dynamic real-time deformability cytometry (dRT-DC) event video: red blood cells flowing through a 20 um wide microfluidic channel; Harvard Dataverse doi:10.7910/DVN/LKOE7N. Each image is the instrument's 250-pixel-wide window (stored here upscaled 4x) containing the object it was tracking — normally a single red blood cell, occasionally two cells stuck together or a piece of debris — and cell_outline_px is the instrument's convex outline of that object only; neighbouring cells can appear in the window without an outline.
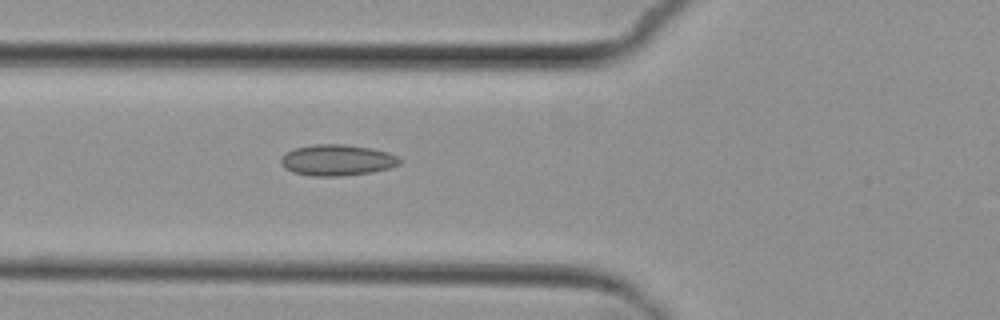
{"species": "common noctule bat (a hibernating species)", "species_latin": "Nyctalus noctula", "temperature_condition": "cold", "stored_images_in_passage": 7, "camera_frame_rate_fps": 3000, "um_per_image_px": 0.085, "animal": {"sex": "female", "body_mass_g": 29.2, "forearm_length_mm": 56.3}, "frame": {"image": 1, "passage_image": 6, "time_ms": 6.667, "image_size_px": [1000, 320], "cell_outline_px": [[400, 164], [388, 168], [372, 172], [340, 176], [312, 176], [292, 172], [284, 168], [280, 164], [280, 156], [292, 148], [312, 144], [344, 144], [372, 148], [388, 152], [396, 156], [400, 160]], "centroid_in_image_um": [28.59, 13.6], "position_along_channel_um": 97.2, "area_um2": 21.73}}